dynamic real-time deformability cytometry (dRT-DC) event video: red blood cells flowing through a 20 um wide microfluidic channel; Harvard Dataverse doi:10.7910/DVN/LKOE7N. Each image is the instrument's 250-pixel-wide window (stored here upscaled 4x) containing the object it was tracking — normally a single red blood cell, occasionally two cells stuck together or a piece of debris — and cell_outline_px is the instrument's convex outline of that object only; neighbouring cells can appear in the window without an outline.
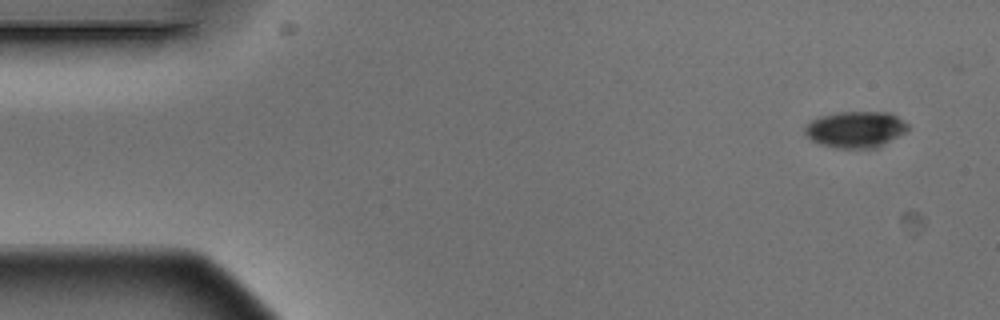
{"species": "Egyptian fruit bat (a non-hibernating species)", "species_latin": "Rousettus aegyptiacus", "temperature_condition": "warm", "stored_images_in_passage": 4, "segment_of_instrument_passage": [2, 2], "camera_frame_rate_fps": 3000, "um_per_image_px": 0.085, "animal": {"sex": "male"}, "frame": {"image": 1, "passage_image": 4, "time_ms": 1.0, "image_size_px": [1000, 320], "cell_outline_px": [[908, 128], [904, 132], [884, 144], [876, 148], [836, 148], [820, 144], [812, 140], [804, 132], [804, 128], [812, 120], [820, 116], [840, 112], [892, 112], [904, 120], [908, 124]], "centroid_in_image_um": [72.74, 10.99], "position_along_channel_um": 12.3, "area_um2": 21.73}}